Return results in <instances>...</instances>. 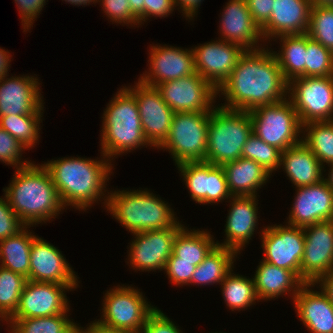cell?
Wrapping results in <instances>:
<instances>
[{
  "label": "cell",
  "instance_id": "6da1fadb",
  "mask_svg": "<svg viewBox=\"0 0 333 333\" xmlns=\"http://www.w3.org/2000/svg\"><path fill=\"white\" fill-rule=\"evenodd\" d=\"M230 110L251 111L259 106L282 101L288 96L284 79L273 51L268 48L245 50L227 80L217 90Z\"/></svg>",
  "mask_w": 333,
  "mask_h": 333
},
{
  "label": "cell",
  "instance_id": "7a4b0ae2",
  "mask_svg": "<svg viewBox=\"0 0 333 333\" xmlns=\"http://www.w3.org/2000/svg\"><path fill=\"white\" fill-rule=\"evenodd\" d=\"M103 158L99 161L67 157L43 164L52 178L63 207L74 206L79 211H85L105 195V183L110 179L113 164L106 156Z\"/></svg>",
  "mask_w": 333,
  "mask_h": 333
},
{
  "label": "cell",
  "instance_id": "3957f363",
  "mask_svg": "<svg viewBox=\"0 0 333 333\" xmlns=\"http://www.w3.org/2000/svg\"><path fill=\"white\" fill-rule=\"evenodd\" d=\"M15 170L4 192L14 213L25 226L47 222L65 209L43 164L38 166L32 163Z\"/></svg>",
  "mask_w": 333,
  "mask_h": 333
},
{
  "label": "cell",
  "instance_id": "277c9868",
  "mask_svg": "<svg viewBox=\"0 0 333 333\" xmlns=\"http://www.w3.org/2000/svg\"><path fill=\"white\" fill-rule=\"evenodd\" d=\"M117 93L102 117L101 155L109 160L140 146H152L144 136L135 95L126 86Z\"/></svg>",
  "mask_w": 333,
  "mask_h": 333
},
{
  "label": "cell",
  "instance_id": "5b68a950",
  "mask_svg": "<svg viewBox=\"0 0 333 333\" xmlns=\"http://www.w3.org/2000/svg\"><path fill=\"white\" fill-rule=\"evenodd\" d=\"M107 193L103 202L105 208L133 234L170 228L178 223L168 203L146 189Z\"/></svg>",
  "mask_w": 333,
  "mask_h": 333
},
{
  "label": "cell",
  "instance_id": "8992f818",
  "mask_svg": "<svg viewBox=\"0 0 333 333\" xmlns=\"http://www.w3.org/2000/svg\"><path fill=\"white\" fill-rule=\"evenodd\" d=\"M253 133L248 111L215 106L210 111L205 162L222 166L242 157V149Z\"/></svg>",
  "mask_w": 333,
  "mask_h": 333
},
{
  "label": "cell",
  "instance_id": "52a82bcc",
  "mask_svg": "<svg viewBox=\"0 0 333 333\" xmlns=\"http://www.w3.org/2000/svg\"><path fill=\"white\" fill-rule=\"evenodd\" d=\"M289 98L249 111L253 133L281 151L302 142V125ZM299 137V138H298Z\"/></svg>",
  "mask_w": 333,
  "mask_h": 333
},
{
  "label": "cell",
  "instance_id": "ba28073f",
  "mask_svg": "<svg viewBox=\"0 0 333 333\" xmlns=\"http://www.w3.org/2000/svg\"><path fill=\"white\" fill-rule=\"evenodd\" d=\"M210 112L175 113L170 132L158 147L171 153L175 164L205 161Z\"/></svg>",
  "mask_w": 333,
  "mask_h": 333
},
{
  "label": "cell",
  "instance_id": "9c48e42d",
  "mask_svg": "<svg viewBox=\"0 0 333 333\" xmlns=\"http://www.w3.org/2000/svg\"><path fill=\"white\" fill-rule=\"evenodd\" d=\"M288 98L302 126L333 120V76L294 78L288 83Z\"/></svg>",
  "mask_w": 333,
  "mask_h": 333
},
{
  "label": "cell",
  "instance_id": "30bf717a",
  "mask_svg": "<svg viewBox=\"0 0 333 333\" xmlns=\"http://www.w3.org/2000/svg\"><path fill=\"white\" fill-rule=\"evenodd\" d=\"M139 291L124 285L109 289L102 303L103 317L98 321L112 328L141 333L148 316L156 307L148 304Z\"/></svg>",
  "mask_w": 333,
  "mask_h": 333
},
{
  "label": "cell",
  "instance_id": "8fae6325",
  "mask_svg": "<svg viewBox=\"0 0 333 333\" xmlns=\"http://www.w3.org/2000/svg\"><path fill=\"white\" fill-rule=\"evenodd\" d=\"M263 261L293 271L301 279L304 254V229L291 225H273L261 231Z\"/></svg>",
  "mask_w": 333,
  "mask_h": 333
},
{
  "label": "cell",
  "instance_id": "7c38bea8",
  "mask_svg": "<svg viewBox=\"0 0 333 333\" xmlns=\"http://www.w3.org/2000/svg\"><path fill=\"white\" fill-rule=\"evenodd\" d=\"M156 88L174 113L210 112L215 107L217 90L197 72L166 81Z\"/></svg>",
  "mask_w": 333,
  "mask_h": 333
},
{
  "label": "cell",
  "instance_id": "4fadbf2b",
  "mask_svg": "<svg viewBox=\"0 0 333 333\" xmlns=\"http://www.w3.org/2000/svg\"><path fill=\"white\" fill-rule=\"evenodd\" d=\"M304 254L301 261V280L316 283L333 269V220L303 227Z\"/></svg>",
  "mask_w": 333,
  "mask_h": 333
},
{
  "label": "cell",
  "instance_id": "5bb4252c",
  "mask_svg": "<svg viewBox=\"0 0 333 333\" xmlns=\"http://www.w3.org/2000/svg\"><path fill=\"white\" fill-rule=\"evenodd\" d=\"M127 88L135 95L145 138L158 148L168 137L175 113L163 101L156 87L147 86L138 80L134 88Z\"/></svg>",
  "mask_w": 333,
  "mask_h": 333
},
{
  "label": "cell",
  "instance_id": "9a60e30c",
  "mask_svg": "<svg viewBox=\"0 0 333 333\" xmlns=\"http://www.w3.org/2000/svg\"><path fill=\"white\" fill-rule=\"evenodd\" d=\"M183 227L178 223L174 227L155 229L133 234L130 243L129 261L135 270H164L167 260L173 253L177 232Z\"/></svg>",
  "mask_w": 333,
  "mask_h": 333
},
{
  "label": "cell",
  "instance_id": "2e32d148",
  "mask_svg": "<svg viewBox=\"0 0 333 333\" xmlns=\"http://www.w3.org/2000/svg\"><path fill=\"white\" fill-rule=\"evenodd\" d=\"M77 286L27 280L18 308L10 319L47 317L67 313L69 304L65 292Z\"/></svg>",
  "mask_w": 333,
  "mask_h": 333
},
{
  "label": "cell",
  "instance_id": "e0dca14e",
  "mask_svg": "<svg viewBox=\"0 0 333 333\" xmlns=\"http://www.w3.org/2000/svg\"><path fill=\"white\" fill-rule=\"evenodd\" d=\"M191 198L200 204H211L231 199L222 166L205 161L184 162L177 165Z\"/></svg>",
  "mask_w": 333,
  "mask_h": 333
},
{
  "label": "cell",
  "instance_id": "ac0fdd59",
  "mask_svg": "<svg viewBox=\"0 0 333 333\" xmlns=\"http://www.w3.org/2000/svg\"><path fill=\"white\" fill-rule=\"evenodd\" d=\"M195 71L216 90L227 80L245 50L224 40L211 41L192 49Z\"/></svg>",
  "mask_w": 333,
  "mask_h": 333
},
{
  "label": "cell",
  "instance_id": "d6986e66",
  "mask_svg": "<svg viewBox=\"0 0 333 333\" xmlns=\"http://www.w3.org/2000/svg\"><path fill=\"white\" fill-rule=\"evenodd\" d=\"M149 72L142 74L139 80L152 87L166 81L191 76L196 73L192 49H182L172 46H150Z\"/></svg>",
  "mask_w": 333,
  "mask_h": 333
},
{
  "label": "cell",
  "instance_id": "ffe728a7",
  "mask_svg": "<svg viewBox=\"0 0 333 333\" xmlns=\"http://www.w3.org/2000/svg\"><path fill=\"white\" fill-rule=\"evenodd\" d=\"M296 191L287 225L305 227L333 220V190L324 179Z\"/></svg>",
  "mask_w": 333,
  "mask_h": 333
},
{
  "label": "cell",
  "instance_id": "44dd1931",
  "mask_svg": "<svg viewBox=\"0 0 333 333\" xmlns=\"http://www.w3.org/2000/svg\"><path fill=\"white\" fill-rule=\"evenodd\" d=\"M77 278L59 249L38 236L33 239L28 280L78 285Z\"/></svg>",
  "mask_w": 333,
  "mask_h": 333
},
{
  "label": "cell",
  "instance_id": "7402d4cb",
  "mask_svg": "<svg viewBox=\"0 0 333 333\" xmlns=\"http://www.w3.org/2000/svg\"><path fill=\"white\" fill-rule=\"evenodd\" d=\"M34 76H12L0 79V117L6 115L42 114L43 96ZM39 82V83H38Z\"/></svg>",
  "mask_w": 333,
  "mask_h": 333
},
{
  "label": "cell",
  "instance_id": "603a6c76",
  "mask_svg": "<svg viewBox=\"0 0 333 333\" xmlns=\"http://www.w3.org/2000/svg\"><path fill=\"white\" fill-rule=\"evenodd\" d=\"M223 11L220 32L224 41L240 45L244 50L262 48L257 46L259 39H263L261 29L254 22L246 0H230Z\"/></svg>",
  "mask_w": 333,
  "mask_h": 333
},
{
  "label": "cell",
  "instance_id": "cb8c5ba5",
  "mask_svg": "<svg viewBox=\"0 0 333 333\" xmlns=\"http://www.w3.org/2000/svg\"><path fill=\"white\" fill-rule=\"evenodd\" d=\"M311 6L310 0H275L269 21L261 28L263 41L307 33Z\"/></svg>",
  "mask_w": 333,
  "mask_h": 333
},
{
  "label": "cell",
  "instance_id": "d4e9b609",
  "mask_svg": "<svg viewBox=\"0 0 333 333\" xmlns=\"http://www.w3.org/2000/svg\"><path fill=\"white\" fill-rule=\"evenodd\" d=\"M257 196H232L231 208L225 225L226 239L217 245L240 253L255 232L258 222ZM257 203V204H256Z\"/></svg>",
  "mask_w": 333,
  "mask_h": 333
},
{
  "label": "cell",
  "instance_id": "484cf974",
  "mask_svg": "<svg viewBox=\"0 0 333 333\" xmlns=\"http://www.w3.org/2000/svg\"><path fill=\"white\" fill-rule=\"evenodd\" d=\"M315 285L305 283L295 295L297 315L311 333H333V305L322 290L311 289Z\"/></svg>",
  "mask_w": 333,
  "mask_h": 333
},
{
  "label": "cell",
  "instance_id": "4316f807",
  "mask_svg": "<svg viewBox=\"0 0 333 333\" xmlns=\"http://www.w3.org/2000/svg\"><path fill=\"white\" fill-rule=\"evenodd\" d=\"M281 166L296 188L317 184L324 179V167L303 142L282 151Z\"/></svg>",
  "mask_w": 333,
  "mask_h": 333
},
{
  "label": "cell",
  "instance_id": "83f0119b",
  "mask_svg": "<svg viewBox=\"0 0 333 333\" xmlns=\"http://www.w3.org/2000/svg\"><path fill=\"white\" fill-rule=\"evenodd\" d=\"M259 264L253 278L258 301L278 298L291 291L292 299H294L299 289L305 284L293 271L263 260Z\"/></svg>",
  "mask_w": 333,
  "mask_h": 333
},
{
  "label": "cell",
  "instance_id": "f1b7e54d",
  "mask_svg": "<svg viewBox=\"0 0 333 333\" xmlns=\"http://www.w3.org/2000/svg\"><path fill=\"white\" fill-rule=\"evenodd\" d=\"M222 167L232 196H256L257 190L270 177L260 164L243 157L225 163Z\"/></svg>",
  "mask_w": 333,
  "mask_h": 333
},
{
  "label": "cell",
  "instance_id": "f546056e",
  "mask_svg": "<svg viewBox=\"0 0 333 333\" xmlns=\"http://www.w3.org/2000/svg\"><path fill=\"white\" fill-rule=\"evenodd\" d=\"M24 226L13 236L0 241V266L27 278L30 271V251L34 233Z\"/></svg>",
  "mask_w": 333,
  "mask_h": 333
},
{
  "label": "cell",
  "instance_id": "4dcf8cb0",
  "mask_svg": "<svg viewBox=\"0 0 333 333\" xmlns=\"http://www.w3.org/2000/svg\"><path fill=\"white\" fill-rule=\"evenodd\" d=\"M216 245L217 242L207 230L189 231L183 226L177 232L173 253L167 261L193 262L198 266Z\"/></svg>",
  "mask_w": 333,
  "mask_h": 333
},
{
  "label": "cell",
  "instance_id": "1f68e13d",
  "mask_svg": "<svg viewBox=\"0 0 333 333\" xmlns=\"http://www.w3.org/2000/svg\"><path fill=\"white\" fill-rule=\"evenodd\" d=\"M281 51L273 52L284 79L289 83L297 77H306L307 33L281 35Z\"/></svg>",
  "mask_w": 333,
  "mask_h": 333
},
{
  "label": "cell",
  "instance_id": "d6a6232c",
  "mask_svg": "<svg viewBox=\"0 0 333 333\" xmlns=\"http://www.w3.org/2000/svg\"><path fill=\"white\" fill-rule=\"evenodd\" d=\"M237 252L230 248L216 245L205 259L195 268L190 284H221L232 270Z\"/></svg>",
  "mask_w": 333,
  "mask_h": 333
},
{
  "label": "cell",
  "instance_id": "836d02e7",
  "mask_svg": "<svg viewBox=\"0 0 333 333\" xmlns=\"http://www.w3.org/2000/svg\"><path fill=\"white\" fill-rule=\"evenodd\" d=\"M302 142L324 163L333 164V120L309 122L302 126ZM304 137V138H303Z\"/></svg>",
  "mask_w": 333,
  "mask_h": 333
},
{
  "label": "cell",
  "instance_id": "e575fe53",
  "mask_svg": "<svg viewBox=\"0 0 333 333\" xmlns=\"http://www.w3.org/2000/svg\"><path fill=\"white\" fill-rule=\"evenodd\" d=\"M232 271L233 269L220 284L222 287V296L230 310L234 311L237 309L239 311L245 308L247 310V307L252 306L258 300L254 279H247V277L240 276L239 274L236 275Z\"/></svg>",
  "mask_w": 333,
  "mask_h": 333
},
{
  "label": "cell",
  "instance_id": "d590c367",
  "mask_svg": "<svg viewBox=\"0 0 333 333\" xmlns=\"http://www.w3.org/2000/svg\"><path fill=\"white\" fill-rule=\"evenodd\" d=\"M10 321V322H9ZM9 333H76L77 324L68 319L67 314L47 317L9 319Z\"/></svg>",
  "mask_w": 333,
  "mask_h": 333
},
{
  "label": "cell",
  "instance_id": "8d00e7d4",
  "mask_svg": "<svg viewBox=\"0 0 333 333\" xmlns=\"http://www.w3.org/2000/svg\"><path fill=\"white\" fill-rule=\"evenodd\" d=\"M42 114L6 115L0 117V127L19 140L27 149L39 140Z\"/></svg>",
  "mask_w": 333,
  "mask_h": 333
},
{
  "label": "cell",
  "instance_id": "74e56055",
  "mask_svg": "<svg viewBox=\"0 0 333 333\" xmlns=\"http://www.w3.org/2000/svg\"><path fill=\"white\" fill-rule=\"evenodd\" d=\"M27 278L0 266V314L8 321L16 312Z\"/></svg>",
  "mask_w": 333,
  "mask_h": 333
},
{
  "label": "cell",
  "instance_id": "f35d334b",
  "mask_svg": "<svg viewBox=\"0 0 333 333\" xmlns=\"http://www.w3.org/2000/svg\"><path fill=\"white\" fill-rule=\"evenodd\" d=\"M307 34L333 52V5H312Z\"/></svg>",
  "mask_w": 333,
  "mask_h": 333
},
{
  "label": "cell",
  "instance_id": "ab89813d",
  "mask_svg": "<svg viewBox=\"0 0 333 333\" xmlns=\"http://www.w3.org/2000/svg\"><path fill=\"white\" fill-rule=\"evenodd\" d=\"M282 151L252 133L242 149V157L260 164L270 175L280 168Z\"/></svg>",
  "mask_w": 333,
  "mask_h": 333
},
{
  "label": "cell",
  "instance_id": "60d3db41",
  "mask_svg": "<svg viewBox=\"0 0 333 333\" xmlns=\"http://www.w3.org/2000/svg\"><path fill=\"white\" fill-rule=\"evenodd\" d=\"M333 76V52L307 34L306 77Z\"/></svg>",
  "mask_w": 333,
  "mask_h": 333
},
{
  "label": "cell",
  "instance_id": "b9f144b4",
  "mask_svg": "<svg viewBox=\"0 0 333 333\" xmlns=\"http://www.w3.org/2000/svg\"><path fill=\"white\" fill-rule=\"evenodd\" d=\"M27 149L19 140L0 127V161L13 165L16 169L27 167L30 161H21L23 150Z\"/></svg>",
  "mask_w": 333,
  "mask_h": 333
},
{
  "label": "cell",
  "instance_id": "7bdbcfd3",
  "mask_svg": "<svg viewBox=\"0 0 333 333\" xmlns=\"http://www.w3.org/2000/svg\"><path fill=\"white\" fill-rule=\"evenodd\" d=\"M102 1V2H101ZM101 2L104 13L115 23L139 25L138 19L130 10L129 0H97Z\"/></svg>",
  "mask_w": 333,
  "mask_h": 333
},
{
  "label": "cell",
  "instance_id": "ee69618b",
  "mask_svg": "<svg viewBox=\"0 0 333 333\" xmlns=\"http://www.w3.org/2000/svg\"><path fill=\"white\" fill-rule=\"evenodd\" d=\"M24 226L11 208L7 197L0 198V241L13 236Z\"/></svg>",
  "mask_w": 333,
  "mask_h": 333
},
{
  "label": "cell",
  "instance_id": "f6af8a7d",
  "mask_svg": "<svg viewBox=\"0 0 333 333\" xmlns=\"http://www.w3.org/2000/svg\"><path fill=\"white\" fill-rule=\"evenodd\" d=\"M195 268L193 262L167 261L164 270L172 283L183 286L190 285Z\"/></svg>",
  "mask_w": 333,
  "mask_h": 333
},
{
  "label": "cell",
  "instance_id": "bcb514c9",
  "mask_svg": "<svg viewBox=\"0 0 333 333\" xmlns=\"http://www.w3.org/2000/svg\"><path fill=\"white\" fill-rule=\"evenodd\" d=\"M141 333H182L161 310L155 309L147 318Z\"/></svg>",
  "mask_w": 333,
  "mask_h": 333
},
{
  "label": "cell",
  "instance_id": "7dc6e473",
  "mask_svg": "<svg viewBox=\"0 0 333 333\" xmlns=\"http://www.w3.org/2000/svg\"><path fill=\"white\" fill-rule=\"evenodd\" d=\"M46 0H15L16 6L21 17V23L23 26L24 32L33 27L32 24L41 12L42 8L45 5Z\"/></svg>",
  "mask_w": 333,
  "mask_h": 333
},
{
  "label": "cell",
  "instance_id": "c3c4849f",
  "mask_svg": "<svg viewBox=\"0 0 333 333\" xmlns=\"http://www.w3.org/2000/svg\"><path fill=\"white\" fill-rule=\"evenodd\" d=\"M275 0H246L254 22L260 29L269 21Z\"/></svg>",
  "mask_w": 333,
  "mask_h": 333
},
{
  "label": "cell",
  "instance_id": "681fc988",
  "mask_svg": "<svg viewBox=\"0 0 333 333\" xmlns=\"http://www.w3.org/2000/svg\"><path fill=\"white\" fill-rule=\"evenodd\" d=\"M174 0H144V21L147 17H166L174 11Z\"/></svg>",
  "mask_w": 333,
  "mask_h": 333
},
{
  "label": "cell",
  "instance_id": "f907efd6",
  "mask_svg": "<svg viewBox=\"0 0 333 333\" xmlns=\"http://www.w3.org/2000/svg\"><path fill=\"white\" fill-rule=\"evenodd\" d=\"M89 324H90L89 327H87L84 330L82 329V327L77 326V332L78 333H130L125 330L106 326L96 320H95V322H93V323L91 322Z\"/></svg>",
  "mask_w": 333,
  "mask_h": 333
},
{
  "label": "cell",
  "instance_id": "816d5d0a",
  "mask_svg": "<svg viewBox=\"0 0 333 333\" xmlns=\"http://www.w3.org/2000/svg\"><path fill=\"white\" fill-rule=\"evenodd\" d=\"M202 0H174L175 6H179L182 10V13L188 19H193V17L198 12V7H200V3Z\"/></svg>",
  "mask_w": 333,
  "mask_h": 333
},
{
  "label": "cell",
  "instance_id": "f5cc1de1",
  "mask_svg": "<svg viewBox=\"0 0 333 333\" xmlns=\"http://www.w3.org/2000/svg\"><path fill=\"white\" fill-rule=\"evenodd\" d=\"M315 284H320V289L328 296L333 305V269L322 276Z\"/></svg>",
  "mask_w": 333,
  "mask_h": 333
},
{
  "label": "cell",
  "instance_id": "db71d44e",
  "mask_svg": "<svg viewBox=\"0 0 333 333\" xmlns=\"http://www.w3.org/2000/svg\"><path fill=\"white\" fill-rule=\"evenodd\" d=\"M130 10L141 25L144 21V0H129Z\"/></svg>",
  "mask_w": 333,
  "mask_h": 333
},
{
  "label": "cell",
  "instance_id": "11a10c76",
  "mask_svg": "<svg viewBox=\"0 0 333 333\" xmlns=\"http://www.w3.org/2000/svg\"><path fill=\"white\" fill-rule=\"evenodd\" d=\"M10 58L11 56L9 51H5V49L0 47V79L4 76H8L7 72L11 62Z\"/></svg>",
  "mask_w": 333,
  "mask_h": 333
},
{
  "label": "cell",
  "instance_id": "9f6ffc18",
  "mask_svg": "<svg viewBox=\"0 0 333 333\" xmlns=\"http://www.w3.org/2000/svg\"><path fill=\"white\" fill-rule=\"evenodd\" d=\"M64 1H66V2H68V3H70V4H74V5H89L91 2H97V0H64Z\"/></svg>",
  "mask_w": 333,
  "mask_h": 333
},
{
  "label": "cell",
  "instance_id": "6f0895ef",
  "mask_svg": "<svg viewBox=\"0 0 333 333\" xmlns=\"http://www.w3.org/2000/svg\"><path fill=\"white\" fill-rule=\"evenodd\" d=\"M330 171L328 174V178H324V180L327 182V184L329 185V187L333 190V164H330Z\"/></svg>",
  "mask_w": 333,
  "mask_h": 333
},
{
  "label": "cell",
  "instance_id": "680465c9",
  "mask_svg": "<svg viewBox=\"0 0 333 333\" xmlns=\"http://www.w3.org/2000/svg\"><path fill=\"white\" fill-rule=\"evenodd\" d=\"M311 5H333V0H310Z\"/></svg>",
  "mask_w": 333,
  "mask_h": 333
},
{
  "label": "cell",
  "instance_id": "91938a15",
  "mask_svg": "<svg viewBox=\"0 0 333 333\" xmlns=\"http://www.w3.org/2000/svg\"><path fill=\"white\" fill-rule=\"evenodd\" d=\"M0 318H1L0 321H1V320H2V321L5 320V321L7 322V320H6L1 314H0Z\"/></svg>",
  "mask_w": 333,
  "mask_h": 333
}]
</instances>
